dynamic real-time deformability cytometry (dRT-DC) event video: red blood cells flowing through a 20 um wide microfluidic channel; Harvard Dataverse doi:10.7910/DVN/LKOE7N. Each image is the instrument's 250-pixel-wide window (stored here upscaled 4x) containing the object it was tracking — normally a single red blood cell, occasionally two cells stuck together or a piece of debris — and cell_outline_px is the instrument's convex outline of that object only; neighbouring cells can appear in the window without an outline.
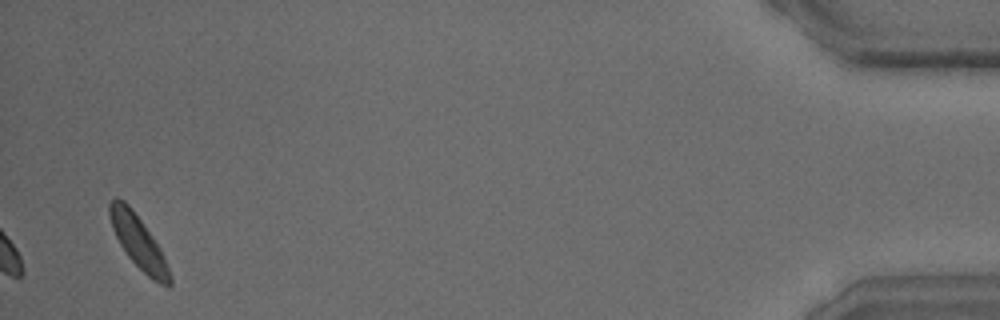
{"species": "common noctule bat (a hibernating species)", "species_latin": "Nyctalus noctula", "temperature_condition": "warm", "stored_images_in_passage": 33, "camera_frame_rate_fps": 3000, "um_per_image_px": 0.085, "animal": {"sex": "male", "body_mass_g": 15.6}, "frame": {"image": 1, "passage_image": 33, "time_ms": 10.667, "image_size_px": [1000, 320], "cell_outline_px": [[172, 284], [168, 288], [152, 280], [128, 256], [120, 244], [112, 228], [108, 212], [108, 204], [116, 196], [124, 200], [132, 208], [152, 236], [160, 248], [164, 256], [172, 280]], "centroid_in_image_um": [11.76, 20.56], "position_along_channel_um": 423.4, "area_um2": 18.38}}